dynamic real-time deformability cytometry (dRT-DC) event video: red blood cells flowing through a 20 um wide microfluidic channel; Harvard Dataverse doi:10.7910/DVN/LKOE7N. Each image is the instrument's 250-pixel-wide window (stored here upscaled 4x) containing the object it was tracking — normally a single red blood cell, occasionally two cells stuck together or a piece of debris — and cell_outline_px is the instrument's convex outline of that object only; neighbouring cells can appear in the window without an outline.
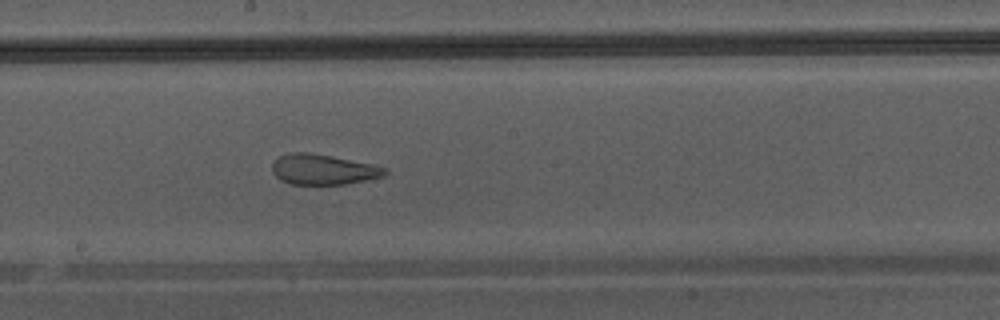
{"species": "Egyptian fruit bat (a non-hibernating species)", "species_latin": "Rousettus aegyptiacus", "temperature_condition": "warm", "stored_images_in_passage": 49, "camera_frame_rate_fps": 3000, "um_per_image_px": 0.085, "animal": {"sex": "male"}, "frame": {"image": 1, "passage_image": 28, "time_ms": 9.0, "image_size_px": [1000, 320], "cell_outline_px": [[388, 172], [384, 176], [344, 184], [288, 184], [280, 180], [272, 172], [272, 164], [280, 156], [288, 152], [308, 152], [332, 156], [372, 164], [388, 168]], "centroid_in_image_um": [27.45, 14.4], "position_along_channel_um": 220.7, "area_um2": 19.94}}